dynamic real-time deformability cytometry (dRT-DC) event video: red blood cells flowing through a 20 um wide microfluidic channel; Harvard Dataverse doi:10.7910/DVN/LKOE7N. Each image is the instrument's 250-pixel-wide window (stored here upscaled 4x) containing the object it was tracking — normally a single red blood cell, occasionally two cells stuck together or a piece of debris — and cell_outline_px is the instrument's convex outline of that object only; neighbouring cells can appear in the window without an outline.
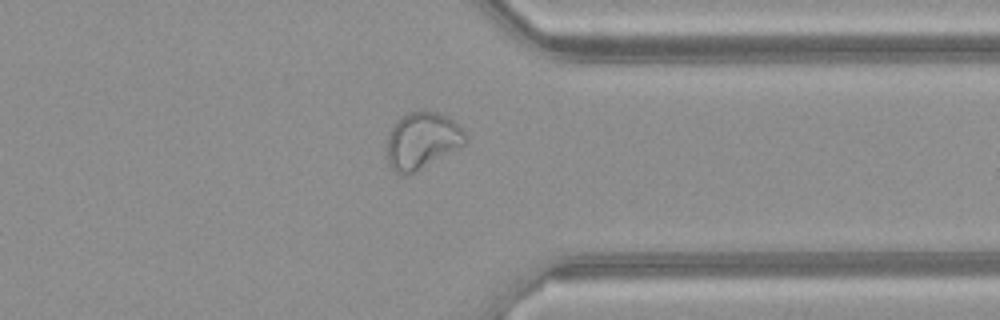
{"species": "common noctule bat (a hibernating species)", "species_latin": "Nyctalus noctula", "temperature_condition": "warm", "stored_images_in_passage": 38, "camera_frame_rate_fps": 3000, "um_per_image_px": 0.085, "animal": {"sex": "female", "body_mass_g": 21.9}, "frame": {"image": 1, "passage_image": 27, "time_ms": 8.667, "image_size_px": [1000, 320], "cell_outline_px": [[468, 140], [464, 144], [420, 168], [412, 172], [400, 176], [388, 164], [384, 156], [388, 136], [396, 120], [408, 112], [436, 112], [448, 116], [468, 136]], "centroid_in_image_um": [35.82, 11.95], "position_along_channel_um": 375.6, "area_um2": 25.55}, "authors_computed_cell_mechanics": {"area_um2": 24.6228, "velocity_mm_per_s": 4.1627, "shape_relaxation_time_tau1_ms": null, "shape_relaxation_time_tau2_ms": 1.4393, "deformation_change_tau1": null, "deformation_change_tau2": 0.079}}